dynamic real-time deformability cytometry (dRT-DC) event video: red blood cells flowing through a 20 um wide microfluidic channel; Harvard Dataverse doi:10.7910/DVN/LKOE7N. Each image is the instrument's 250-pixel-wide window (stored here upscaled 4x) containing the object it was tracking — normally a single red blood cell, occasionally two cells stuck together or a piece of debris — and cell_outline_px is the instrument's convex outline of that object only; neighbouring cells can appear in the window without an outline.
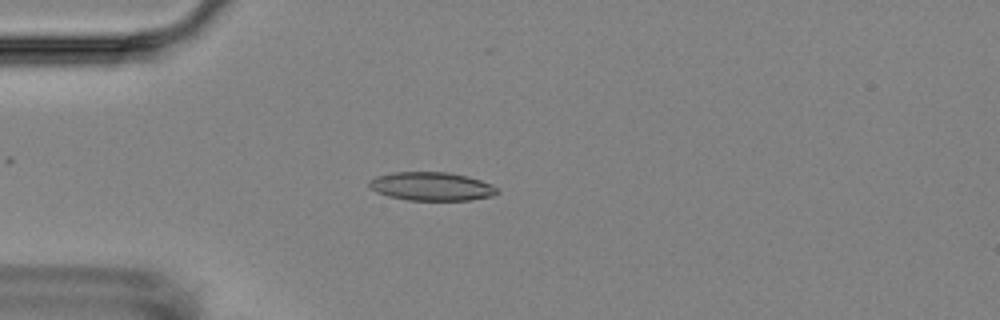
{"species": "Egyptian fruit bat (a non-hibernating species)", "species_latin": "Rousettus aegyptiacus", "temperature_condition": "room temperature", "stored_images_in_passage": 7, "camera_frame_rate_fps": 3000, "um_per_image_px": 0.085, "animal": {"sex": "female"}, "frame": {"image": 1, "passage_image": 4, "time_ms": 3.667, "image_size_px": [1000, 320], "cell_outline_px": [[500, 192], [492, 196], [468, 200], [408, 200], [388, 196], [376, 192], [368, 184], [368, 180], [376, 176], [392, 172], [448, 172], [468, 176], [480, 180], [496, 188]], "centroid_in_image_um": [36.64, 15.84], "position_along_channel_um": 48.4, "area_um2": 21.21}}
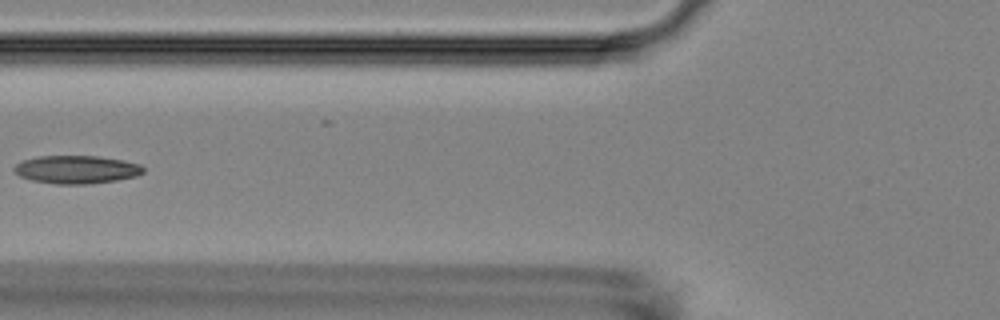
{"frame": {"image": 2, "passage_image": 6, "time_ms": 6.0, "image_size_px": [1000, 320], "cell_outline_px": [[144, 172], [136, 176], [116, 180], [88, 184], [56, 184], [32, 180], [20, 176], [12, 168], [16, 164], [24, 160], [40, 156], [96, 156], [120, 160], [140, 164], [144, 168]], "centroid_in_image_um": [6.5, 14.41], "position_along_channel_um": 119.3, "area_um2": 20.92}}
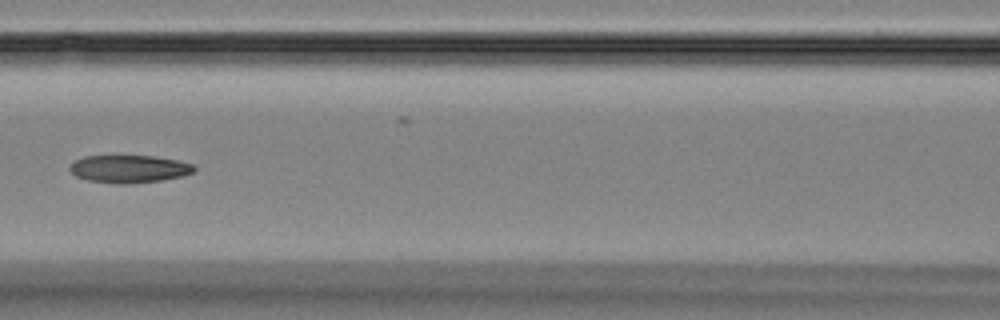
{"frame": {"image": 3, "passage_image": 7, "time_ms": 7.0, "image_size_px": [1000, 320], "cell_outline_px": [[196, 168], [192, 172], [184, 176], [160, 180], [128, 184], [120, 184], [88, 180], [76, 176], [68, 168], [76, 160], [84, 156], [156, 156], [176, 160], [192, 164]], "centroid_in_image_um": [10.98, 14.35], "position_along_channel_um": 155.6, "area_um2": 19.88}}